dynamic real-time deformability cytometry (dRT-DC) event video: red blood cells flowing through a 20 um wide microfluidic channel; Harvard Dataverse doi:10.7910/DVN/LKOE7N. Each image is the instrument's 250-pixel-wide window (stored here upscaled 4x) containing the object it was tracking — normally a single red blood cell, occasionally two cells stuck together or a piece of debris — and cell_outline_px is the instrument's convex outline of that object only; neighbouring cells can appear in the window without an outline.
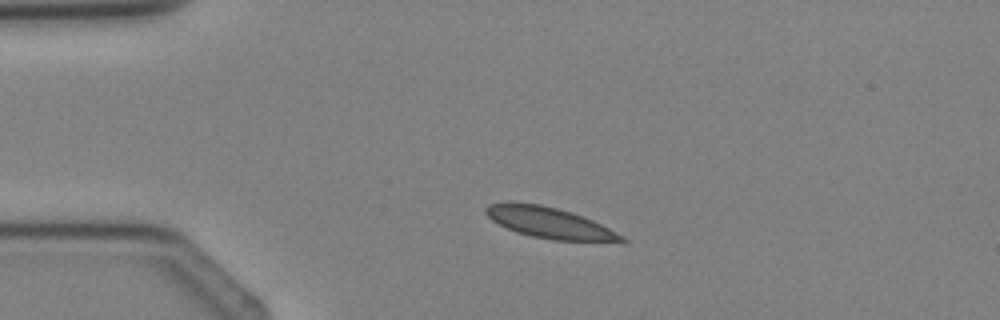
{"species": "Egyptian fruit bat (a non-hibernating species)", "species_latin": "Rousettus aegyptiacus", "temperature_condition": "cold", "stored_images_in_passage": 3, "camera_frame_rate_fps": 3000, "um_per_image_px": 0.085, "animal": {"sex": "female"}, "frame": {"image": 1, "passage_image": 1, "time_ms": 0.0, "image_size_px": [1000, 320], "cell_outline_px": [[628, 240], [624, 244], [552, 240], [532, 236], [516, 232], [492, 220], [484, 212], [484, 208], [488, 204], [508, 200], [512, 200], [540, 204], [572, 212], [592, 220], [624, 236]], "centroid_in_image_um": [46.76, 18.95], "position_along_channel_um": 38.2, "area_um2": 25.32}}